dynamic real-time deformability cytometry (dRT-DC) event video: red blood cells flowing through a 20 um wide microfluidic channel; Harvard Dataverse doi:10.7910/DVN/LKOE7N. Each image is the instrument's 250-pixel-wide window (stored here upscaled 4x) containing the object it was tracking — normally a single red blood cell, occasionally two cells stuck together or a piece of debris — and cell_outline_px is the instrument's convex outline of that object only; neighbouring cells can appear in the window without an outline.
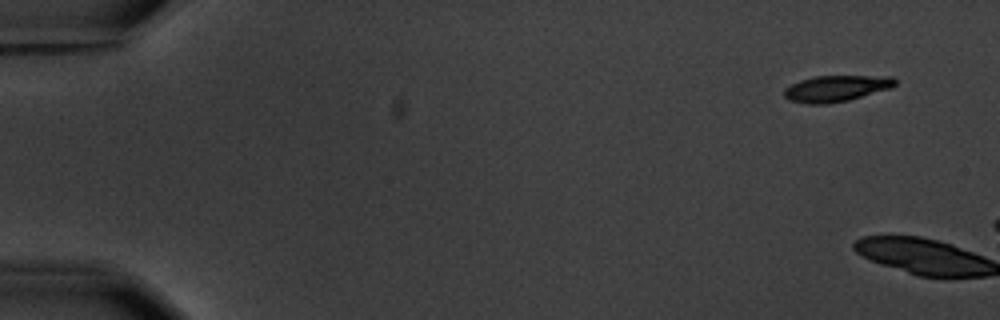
{"species": "common noctule bat (a hibernating species)", "species_latin": "Nyctalus noctula", "temperature_condition": "warm", "stored_images_in_passage": 4, "camera_frame_rate_fps": 3000, "um_per_image_px": 0.085, "animal": {"sex": "male", "body_mass_g": 20.1, "forearm_length_mm": 53.5}, "frame": {"image": 1, "passage_image": 1, "time_ms": 0.0, "image_size_px": [1000, 320], "cell_outline_px": [[896, 84], [892, 88], [848, 100], [828, 104], [808, 104], [788, 100], [784, 96], [784, 88], [800, 80], [812, 76], [892, 76], [896, 80]], "centroid_in_image_um": [71.07, 7.52], "position_along_channel_um": 13.9, "area_um2": 17.05}}